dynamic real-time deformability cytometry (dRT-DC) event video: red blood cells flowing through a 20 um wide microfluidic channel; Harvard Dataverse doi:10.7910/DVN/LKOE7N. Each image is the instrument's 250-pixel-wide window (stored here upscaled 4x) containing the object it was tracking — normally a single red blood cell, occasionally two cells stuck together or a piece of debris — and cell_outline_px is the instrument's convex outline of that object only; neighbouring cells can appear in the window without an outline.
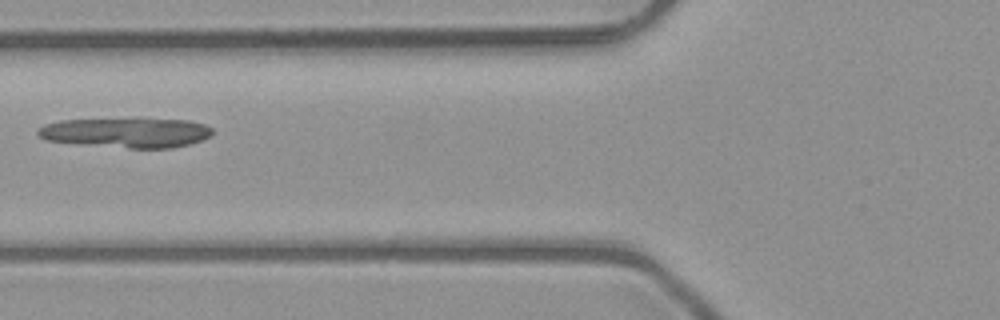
{"species": "common noctule bat (a hibernating species)", "species_latin": "Nyctalus noctula", "temperature_condition": "room temperature", "stored_images_in_passage": 3, "camera_frame_rate_fps": 3000, "um_per_image_px": 0.085, "animal": {"sex": "male", "body_mass_g": 23.1, "forearm_length_mm": 52.7}, "frame": {"image": 1, "passage_image": 2, "time_ms": 0.333, "image_size_px": [1000, 320], "cell_outline_px": [[212, 132], [208, 136], [200, 140], [188, 144], [172, 148], [132, 148], [44, 140], [36, 132], [36, 128], [44, 124], [60, 120], [136, 116], [140, 116], [188, 120], [204, 124], [212, 128]], "centroid_in_image_um": [10.72, 11.21], "position_along_channel_um": 115.1, "area_um2": 31.39}}
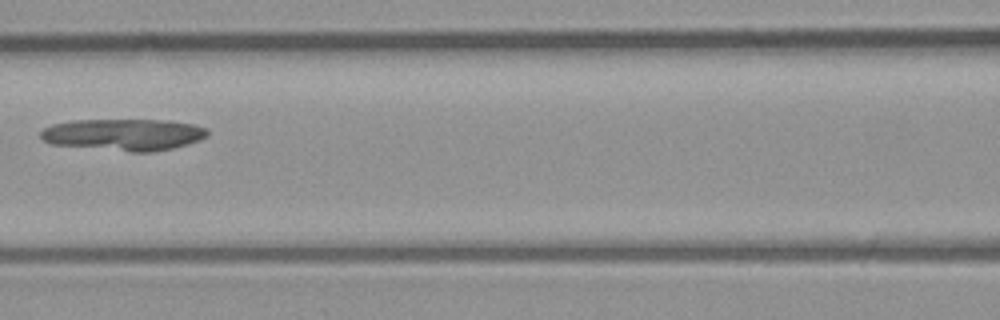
{"frame": {"image": 2, "passage_image": 3, "time_ms": 0.667, "image_size_px": [1000, 320], "cell_outline_px": [[208, 136], [200, 140], [188, 144], [172, 148], [152, 152], [132, 152], [52, 144], [44, 140], [40, 136], [40, 132], [44, 128], [52, 124], [72, 120], [168, 120], [192, 124], [208, 128]], "centroid_in_image_um": [10.54, 11.44], "position_along_channel_um": 156.1, "area_um2": 30.92}}